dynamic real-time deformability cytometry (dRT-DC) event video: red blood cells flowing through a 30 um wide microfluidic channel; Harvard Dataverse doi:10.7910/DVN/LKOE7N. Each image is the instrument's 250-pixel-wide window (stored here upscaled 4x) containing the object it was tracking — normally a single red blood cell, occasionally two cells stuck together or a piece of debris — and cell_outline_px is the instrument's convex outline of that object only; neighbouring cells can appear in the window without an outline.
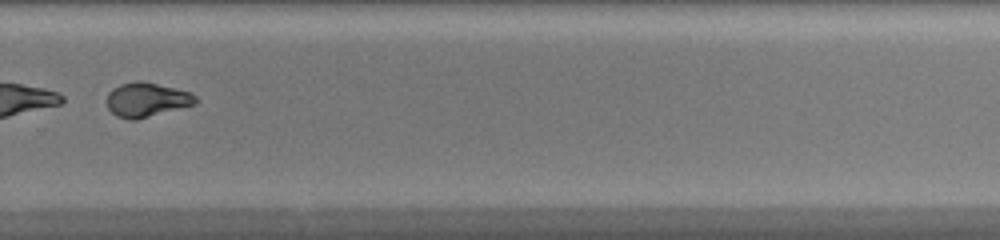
{"species": "common noctule bat (a hibernating species)", "species_latin": "Nyctalus noctula", "temperature_condition": "warm", "stored_images_in_passage": 34, "camera_frame_rate_fps": 3000, "um_per_image_px": 0.085, "animal": {"sex": "female", "body_mass_g": 20.0, "forearm_length_mm": 54.0}, "frame": {"image": 1, "passage_image": 20, "time_ms": 6.333, "image_size_px": [1000, 240], "cell_outline_px": [[200, 100], [196, 104], [136, 120], [128, 120], [116, 116], [108, 108], [108, 92], [112, 88], [120, 84], [136, 80], [140, 80], [192, 92]], "centroid_in_image_um": [12.49, 8.47], "position_along_channel_um": 317.3, "area_um2": 17.92}, "authors_computed_cell_mechanics": {"area_um2": 18.3515, "velocity_mm_per_s": 4.2079, "shape_relaxation_time_tau1_ms": 0.8831, "shape_relaxation_time_tau2_ms": 1.9917, "deformation_change_tau1": 0.3381, "deformation_change_tau2": 0.0811}}